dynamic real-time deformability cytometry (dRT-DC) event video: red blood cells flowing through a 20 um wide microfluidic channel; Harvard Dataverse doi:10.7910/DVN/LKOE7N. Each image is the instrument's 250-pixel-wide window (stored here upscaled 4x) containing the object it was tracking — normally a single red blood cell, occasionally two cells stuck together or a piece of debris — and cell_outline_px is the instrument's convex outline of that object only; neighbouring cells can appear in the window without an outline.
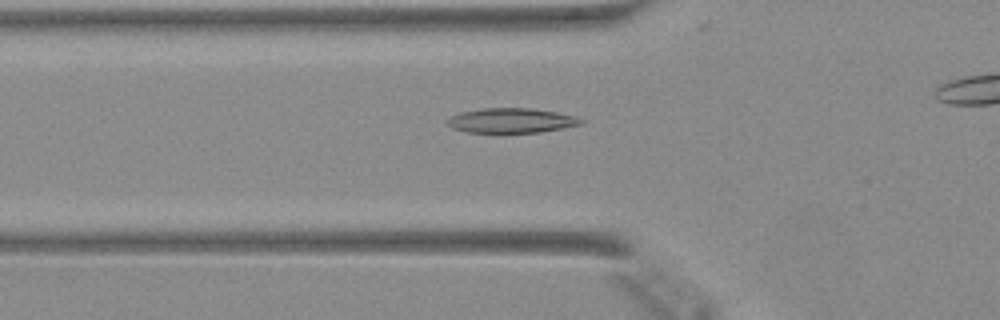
{"species": "Egyptian fruit bat (a non-hibernating species)", "species_latin": "Rousettus aegyptiacus", "temperature_condition": "warm", "stored_images_in_passage": 31, "camera_frame_rate_fps": 3000, "um_per_image_px": 0.085, "animal": {"sex": "female"}, "frame": {"image": 1, "passage_image": 6, "time_ms": 1.667, "image_size_px": [1000, 320], "cell_outline_px": [[584, 124], [540, 132], [468, 132], [452, 128], [444, 120], [448, 116], [460, 112], [480, 108], [532, 108], [556, 112], [576, 116], [584, 120]], "centroid_in_image_um": [43.44, 10.23], "position_along_channel_um": 82.4, "area_um2": 19.42}}
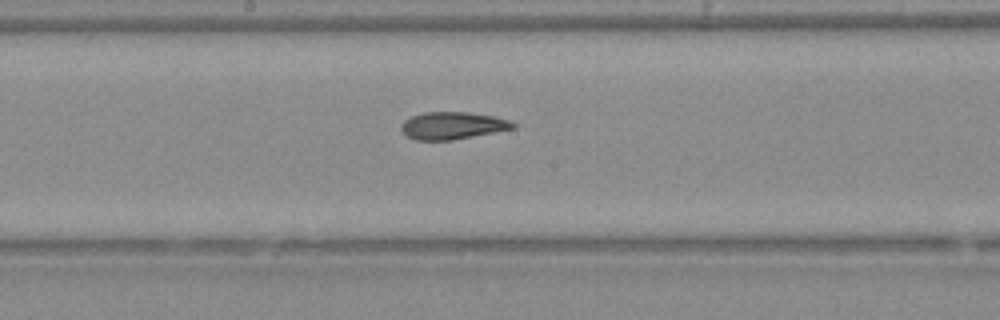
{"frame": {"image": 2, "passage_image": 15, "time_ms": 4.667, "image_size_px": [1000, 320], "cell_outline_px": [[516, 128], [452, 140], [416, 140], [408, 136], [400, 128], [400, 124], [404, 120], [412, 116], [424, 112], [468, 112], [492, 116], [508, 120], [516, 124]], "centroid_in_image_um": [38.45, 10.67], "position_along_channel_um": 209.8, "area_um2": 17.69}}
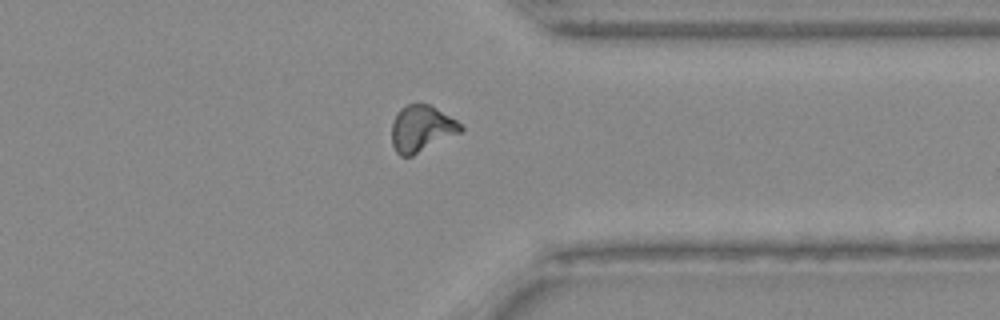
{"frame": {"image": 3, "passage_image": 27, "time_ms": 8.667, "image_size_px": [1000, 320], "cell_outline_px": [[464, 128], [460, 132], [412, 156], [400, 156], [396, 152], [392, 144], [392, 124], [396, 112], [400, 108], [408, 104], [428, 104], [436, 108], [456, 120]], "centroid_in_image_um": [35.79, 10.93], "position_along_channel_um": 375.6, "area_um2": 18.44}}